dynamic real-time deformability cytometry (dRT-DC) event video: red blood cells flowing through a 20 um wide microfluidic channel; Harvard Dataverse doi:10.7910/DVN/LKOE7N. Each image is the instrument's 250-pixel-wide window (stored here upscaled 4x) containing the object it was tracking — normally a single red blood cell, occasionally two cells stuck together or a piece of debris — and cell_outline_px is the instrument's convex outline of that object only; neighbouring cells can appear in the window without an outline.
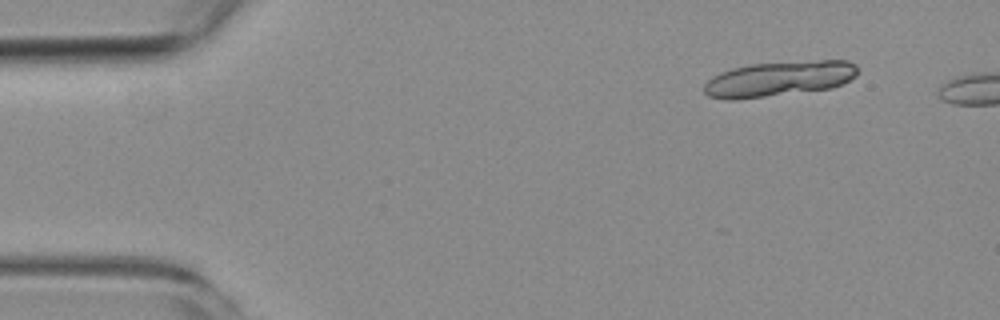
{"species": "common noctule bat (a hibernating species)", "species_latin": "Nyctalus noctula", "temperature_condition": "room temperature", "stored_images_in_passage": 10, "segment_of_instrument_passage": [1, 3], "camera_frame_rate_fps": 3000, "um_per_image_px": 0.085, "animal": {"sex": "female", "body_mass_g": 19.3, "forearm_length_mm": 54.1}, "frame": {"image": 1, "passage_image": 2, "time_ms": 1.0, "image_size_px": [1000, 320], "cell_outline_px": [[860, 68], [856, 76], [832, 88], [732, 100], [728, 100], [708, 96], [704, 92], [704, 84], [712, 76], [720, 72], [732, 68], [752, 64], [820, 60], [848, 60], [856, 64]], "centroid_in_image_um": [66.23, 6.68], "position_along_channel_um": 18.8, "area_um2": 31.39}}